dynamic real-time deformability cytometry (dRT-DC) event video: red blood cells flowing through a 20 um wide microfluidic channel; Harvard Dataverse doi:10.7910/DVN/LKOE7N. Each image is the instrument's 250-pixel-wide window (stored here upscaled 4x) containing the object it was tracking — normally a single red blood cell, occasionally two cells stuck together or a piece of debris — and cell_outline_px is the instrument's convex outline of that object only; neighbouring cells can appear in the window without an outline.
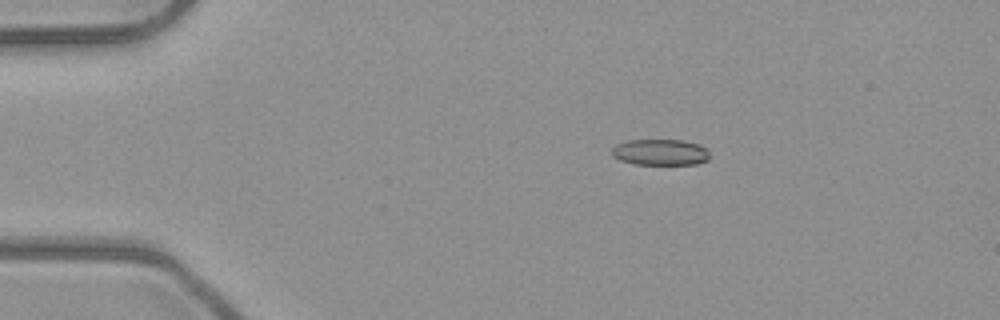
{"species": "common noctule bat (a hibernating species)", "species_latin": "Nyctalus noctula", "temperature_condition": "room temperature", "stored_images_in_passage": 6, "camera_frame_rate_fps": 3000, "um_per_image_px": 0.085, "animal": {"sex": "male", "body_mass_g": 23.1, "forearm_length_mm": 52.7}, "frame": {"image": 1, "passage_image": 3, "time_ms": 0.667, "image_size_px": [1000, 320], "cell_outline_px": [[712, 156], [708, 160], [696, 164], [632, 164], [620, 160], [612, 156], [612, 148], [616, 144], [628, 140], [684, 140], [700, 144], [708, 148]], "centroid_in_image_um": [56.18, 12.93], "position_along_channel_um": 28.8, "area_um2": 15.2}}
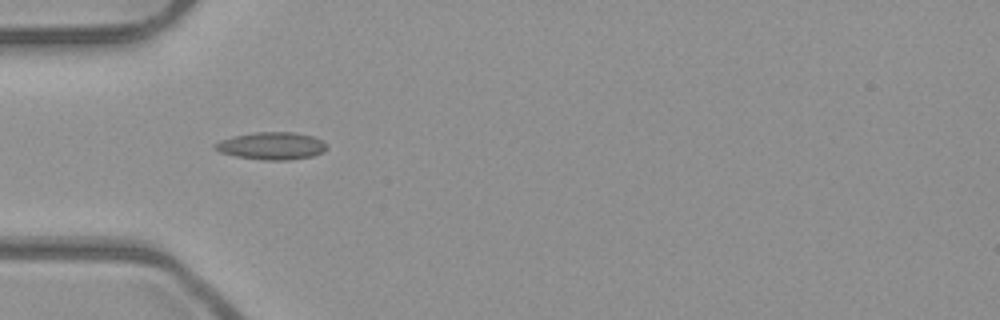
{"frame": {"image": 2, "passage_image": 5, "time_ms": 1.333, "image_size_px": [1000, 320], "cell_outline_px": [[328, 148], [324, 152], [312, 156], [288, 160], [264, 160], [236, 156], [220, 152], [212, 148], [212, 144], [220, 140], [232, 136], [256, 132], [292, 132], [312, 136], [328, 144]], "centroid_in_image_um": [23.07, 12.4], "position_along_channel_um": 61.9, "area_um2": 17.98}}
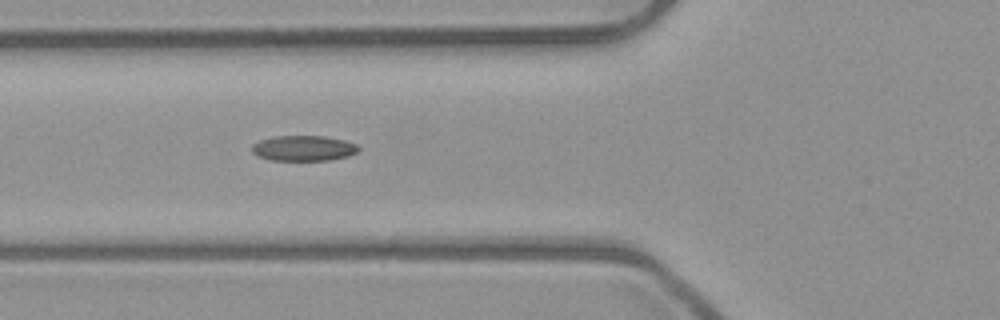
{"frame": {"image": 3, "passage_image": 6, "time_ms": 1.667, "image_size_px": [1000, 320], "cell_outline_px": [[360, 148], [356, 152], [348, 156], [328, 160], [268, 160], [252, 152], [252, 144], [260, 140], [276, 136], [324, 136], [344, 140], [356, 144]], "centroid_in_image_um": [25.8, 12.6], "position_along_channel_um": 100.0, "area_um2": 15.66}}